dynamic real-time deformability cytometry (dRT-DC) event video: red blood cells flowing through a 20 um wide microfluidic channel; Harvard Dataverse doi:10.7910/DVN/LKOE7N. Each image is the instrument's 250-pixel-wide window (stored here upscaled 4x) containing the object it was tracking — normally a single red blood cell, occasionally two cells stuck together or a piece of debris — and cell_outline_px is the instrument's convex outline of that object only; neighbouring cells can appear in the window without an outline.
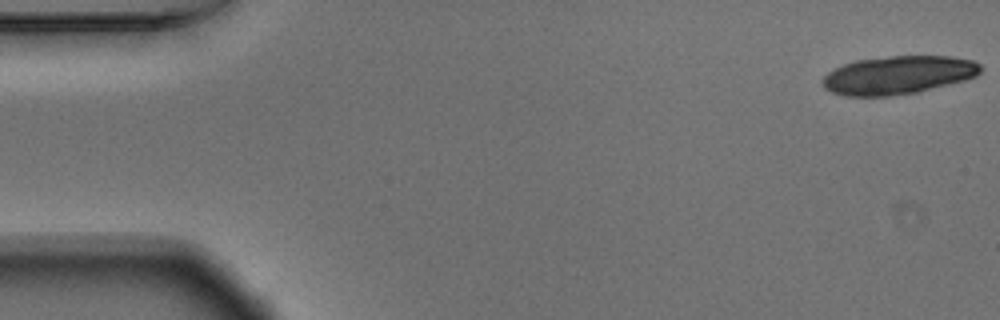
{"species": "Egyptian fruit bat (a non-hibernating species)", "species_latin": "Rousettus aegyptiacus", "temperature_condition": "warm", "stored_images_in_passage": 18, "camera_frame_rate_fps": 3000, "um_per_image_px": 0.085, "animal": {"sex": "male"}, "frame": {"image": 1, "passage_image": 1, "time_ms": 0.0, "image_size_px": [1000, 320], "cell_outline_px": [[980, 72], [976, 76], [964, 80], [916, 92], [888, 96], [848, 96], [832, 92], [824, 88], [824, 76], [828, 72], [844, 64], [856, 60], [888, 56], [952, 56], [972, 60], [980, 64]], "centroid_in_image_um": [76.35, 6.37], "position_along_channel_um": 8.7, "area_um2": 34.91}}